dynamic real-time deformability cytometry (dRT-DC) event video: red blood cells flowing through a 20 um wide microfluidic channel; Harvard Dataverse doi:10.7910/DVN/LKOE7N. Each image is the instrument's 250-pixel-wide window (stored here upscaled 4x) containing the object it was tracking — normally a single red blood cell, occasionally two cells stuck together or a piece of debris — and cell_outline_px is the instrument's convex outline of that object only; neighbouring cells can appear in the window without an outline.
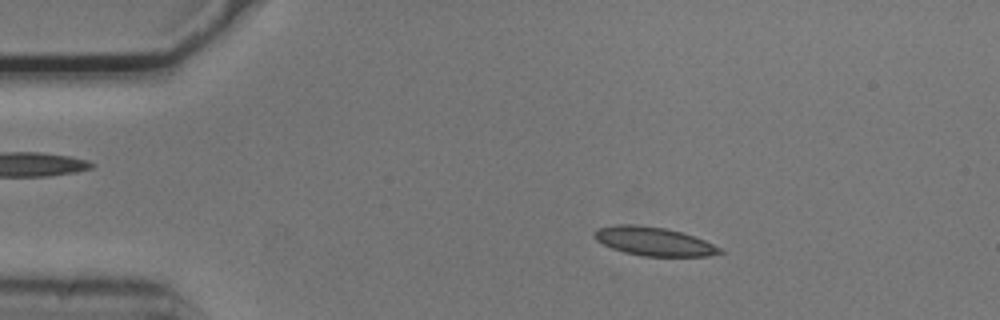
{"species": "common noctule bat (a hibernating species)", "species_latin": "Nyctalus noctula", "temperature_condition": "cold", "stored_images_in_passage": 51, "camera_frame_rate_fps": 3000, "um_per_image_px": 0.085, "animal": {"sex": "male", "body_mass_g": 20.5, "forearm_length_mm": 52.5}, "frame": {"image": 1, "passage_image": 7, "time_ms": 2.0, "image_size_px": [1000, 320], "cell_outline_px": [[724, 252], [708, 256], [644, 256], [624, 252], [612, 248], [596, 240], [592, 232], [596, 228], [620, 224], [636, 224], [668, 228], [704, 240], [720, 248]], "centroid_in_image_um": [55.53, 20.5], "position_along_channel_um": 29.5, "area_um2": 20.87}}
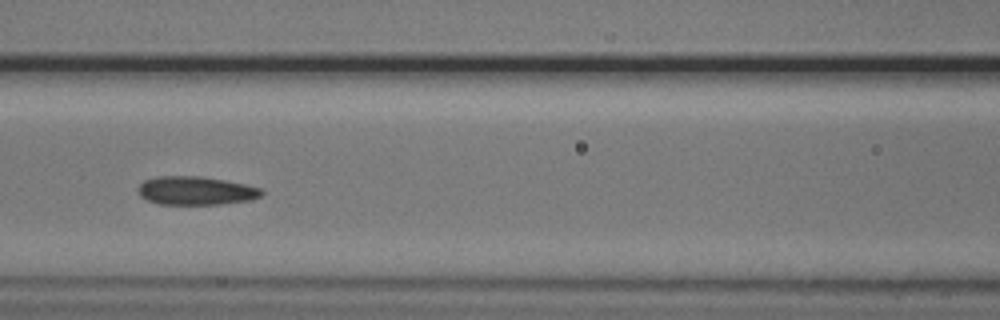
{"frame": {"image": 2, "passage_image": 21, "time_ms": 6.667, "image_size_px": [1000, 320], "cell_outline_px": [[264, 192], [260, 196], [252, 200], [220, 204], [160, 204], [148, 200], [140, 196], [140, 184], [144, 180], [160, 176], [200, 176], [224, 180], [244, 184], [260, 188]], "centroid_in_image_um": [16.67, 16.21], "position_along_channel_um": 149.9, "area_um2": 20.29}}
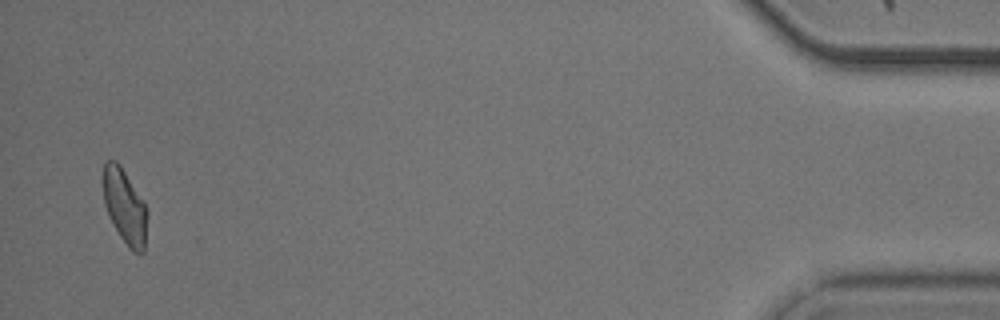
{"frame": {"image": 3, "passage_image": 50, "time_ms": 16.333, "image_size_px": [1000, 320], "cell_outline_px": [[148, 212], [144, 252], [140, 256], [132, 252], [128, 248], [120, 236], [104, 204], [100, 180], [104, 160], [116, 160], [120, 164], [148, 208]], "centroid_in_image_um": [10.59, 17.52], "position_along_channel_um": 424.6, "area_um2": 19.83}, "authors_computed_cell_mechanics": {"area_um2": 20.3456, "velocity_mm_per_s": 3.7232, "shape_relaxation_time_tau1_ms": 5.9981, "shape_relaxation_time_tau2_ms": 1.6534, "deformation_change_tau1": 0.1512, "deformation_change_tau2": 0.0857}}